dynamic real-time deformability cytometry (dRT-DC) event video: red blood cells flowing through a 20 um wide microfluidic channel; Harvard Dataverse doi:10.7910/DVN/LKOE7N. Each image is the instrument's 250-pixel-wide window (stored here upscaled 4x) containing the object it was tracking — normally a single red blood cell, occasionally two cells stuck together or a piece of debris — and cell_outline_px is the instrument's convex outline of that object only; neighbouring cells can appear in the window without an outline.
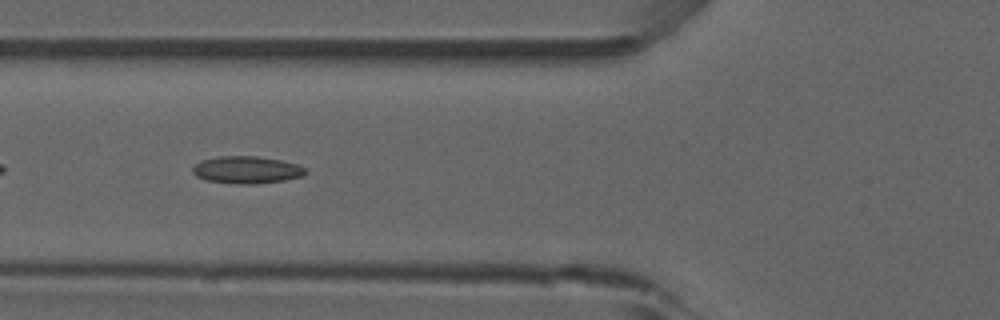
{"species": "common noctule bat (a hibernating species)", "species_latin": "Nyctalus noctula", "temperature_condition": "room temperature", "stored_images_in_passage": 29, "camera_frame_rate_fps": 3000, "um_per_image_px": 0.085, "animal": {"sex": "male", "forearm_length_mm": 52.5}, "frame": {"image": 1, "passage_image": 5, "time_ms": 1.333, "image_size_px": [1000, 320], "cell_outline_px": [[308, 172], [304, 176], [284, 180], [256, 184], [236, 184], [208, 180], [196, 176], [192, 172], [192, 168], [200, 160], [220, 156], [256, 156], [280, 160], [296, 164], [304, 168]], "centroid_in_image_um": [20.97, 14.44], "position_along_channel_um": 104.8, "area_um2": 17.92}, "authors_computed_cell_mechanics": {"area_um2": 16.8198, "velocity_mm_per_s": 3.9059, "shape_relaxation_time_tau1_ms": null, "shape_relaxation_time_tau2_ms": 3.2778, "deformation_change_tau1": null, "deformation_change_tau2": 0.1079}}